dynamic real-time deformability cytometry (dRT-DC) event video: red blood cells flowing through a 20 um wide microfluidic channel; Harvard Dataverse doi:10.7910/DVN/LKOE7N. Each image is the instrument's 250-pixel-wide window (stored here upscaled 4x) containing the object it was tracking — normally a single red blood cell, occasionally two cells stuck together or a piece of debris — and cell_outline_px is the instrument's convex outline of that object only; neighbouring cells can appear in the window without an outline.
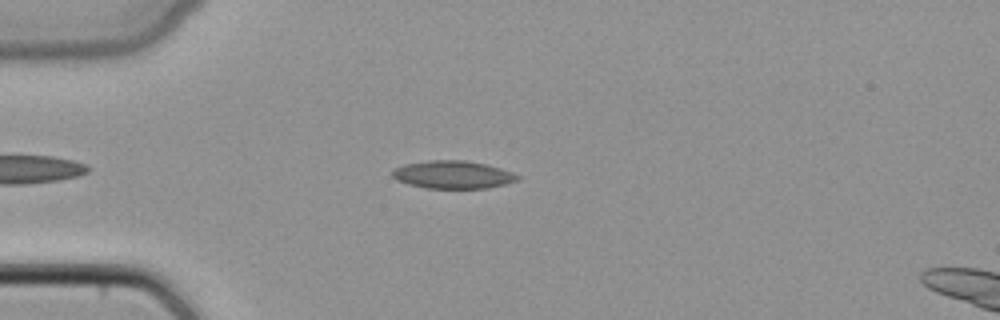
{"species": "common noctule bat (a hibernating species)", "species_latin": "Nyctalus noctula", "temperature_condition": "cold", "stored_images_in_passage": 42, "camera_frame_rate_fps": 3000, "um_per_image_px": 0.085, "animal": {"sex": "female", "body_mass_g": 22.7, "forearm_length_mm": 54.2}, "frame": {"image": 1, "passage_image": 7, "time_ms": 2.0, "image_size_px": [1000, 320], "cell_outline_px": [[520, 176], [516, 180], [504, 184], [488, 188], [424, 188], [408, 184], [396, 180], [392, 176], [392, 172], [396, 168], [404, 164], [428, 160], [464, 160], [484, 164], [500, 168], [512, 172]], "centroid_in_image_um": [38.46, 14.84], "position_along_channel_um": 46.5, "area_um2": 20.17}}
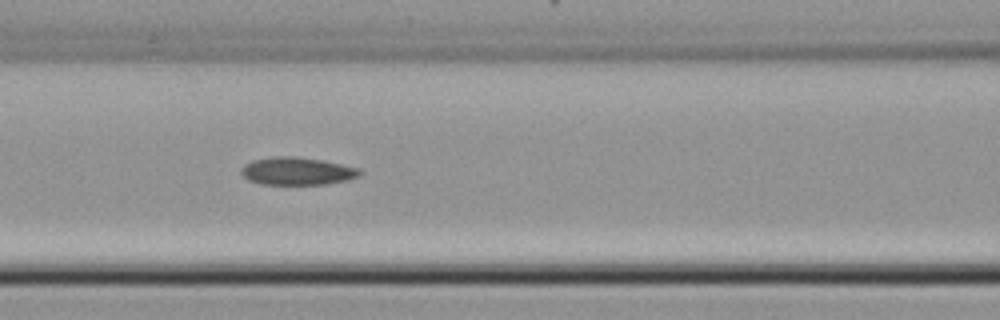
{"frame": {"image": 2, "passage_image": 15, "time_ms": 4.667, "image_size_px": [1000, 320], "cell_outline_px": [[364, 172], [360, 176], [348, 180], [328, 184], [260, 184], [248, 180], [240, 172], [240, 168], [244, 164], [252, 160], [272, 156], [296, 156], [320, 160], [360, 168]], "centroid_in_image_um": [25.25, 14.54], "position_along_channel_um": 141.3, "area_um2": 19.36}}
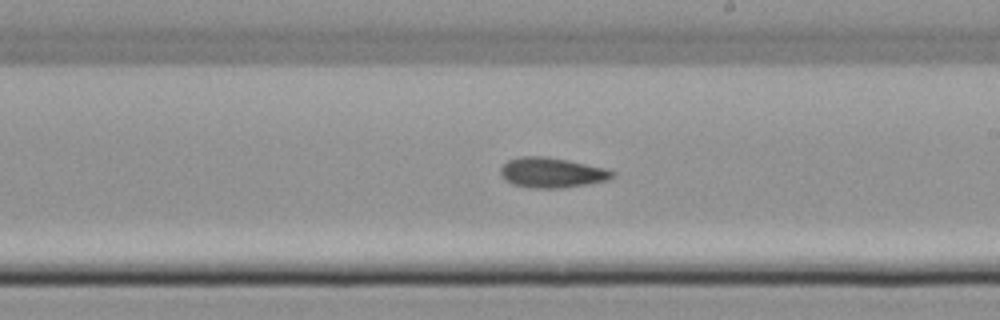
{"frame": {"image": 3, "passage_image": 22, "time_ms": 7.0, "image_size_px": [1000, 320], "cell_outline_px": [[616, 172], [608, 180], [588, 184], [560, 188], [528, 188], [512, 184], [504, 180], [500, 176], [500, 168], [508, 160], [520, 156], [544, 156], [568, 160], [604, 168]], "centroid_in_image_um": [46.85, 14.68], "position_along_channel_um": 242.1, "area_um2": 19.71}}